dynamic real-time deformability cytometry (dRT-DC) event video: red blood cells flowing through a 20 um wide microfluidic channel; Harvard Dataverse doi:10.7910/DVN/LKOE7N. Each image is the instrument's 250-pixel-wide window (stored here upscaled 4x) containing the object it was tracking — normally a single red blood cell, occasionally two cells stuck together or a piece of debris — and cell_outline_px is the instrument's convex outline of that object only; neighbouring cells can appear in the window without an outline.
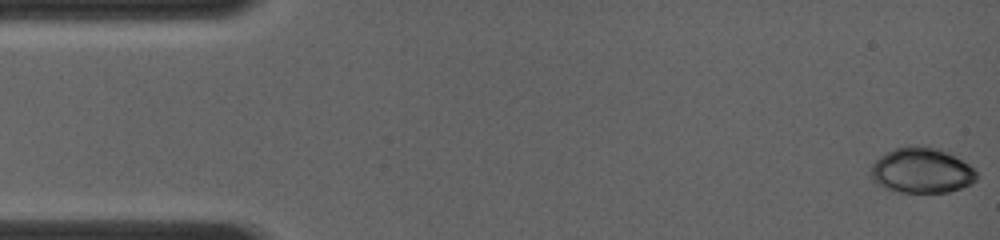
{"species": "common noctule bat (a hibernating species)", "species_latin": "Nyctalus noctula", "temperature_condition": "room temperature", "stored_images_in_passage": 28, "camera_frame_rate_fps": 4000, "um_per_image_px": 0.085, "animal": {"sex": "female", "body_mass_g": 19.0, "forearm_length_mm": 56.7}, "frame": {"image": 1, "passage_image": 1, "time_ms": 0.0, "image_size_px": [1000, 240], "cell_outline_px": [[976, 180], [972, 184], [948, 192], [900, 192], [876, 184], [872, 180], [872, 164], [880, 156], [896, 148], [908, 144], [924, 144], [940, 148], [956, 156], [968, 164], [976, 172]], "centroid_in_image_um": [78.35, 14.46], "position_along_channel_um": 6.6, "area_um2": 28.15}}
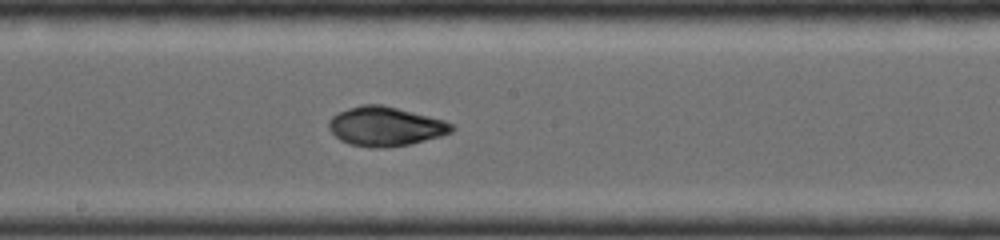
{"frame": {"image": 2, "passage_image": 16, "time_ms": 7.5, "image_size_px": [1000, 240], "cell_outline_px": [[456, 128], [452, 132], [440, 136], [412, 144], [384, 148], [372, 148], [348, 144], [340, 140], [328, 128], [328, 120], [332, 116], [348, 108], [360, 104], [380, 104], [444, 120], [452, 124]], "centroid_in_image_um": [32.74, 10.75], "position_along_channel_um": 215.5, "area_um2": 28.15}}
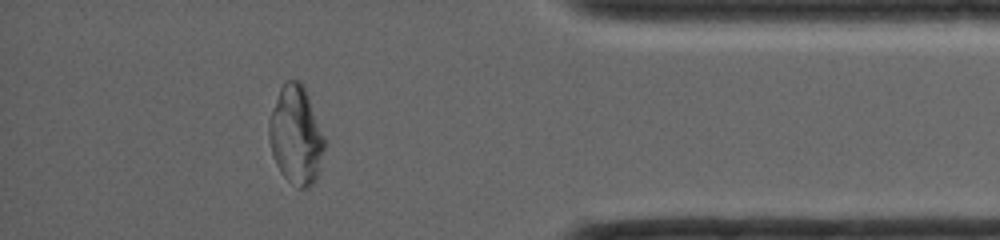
{"frame": {"image": 3, "passage_image": 28, "time_ms": 12.25, "image_size_px": [1000, 240], "cell_outline_px": [[324, 148], [316, 180], [308, 188], [296, 188], [280, 172], [276, 164], [272, 152], [268, 136], [268, 124], [272, 108], [280, 88], [284, 80], [300, 80], [304, 88], [324, 136]], "centroid_in_image_um": [25.13, 11.51], "position_along_channel_um": 410.1, "area_um2": 31.5}}